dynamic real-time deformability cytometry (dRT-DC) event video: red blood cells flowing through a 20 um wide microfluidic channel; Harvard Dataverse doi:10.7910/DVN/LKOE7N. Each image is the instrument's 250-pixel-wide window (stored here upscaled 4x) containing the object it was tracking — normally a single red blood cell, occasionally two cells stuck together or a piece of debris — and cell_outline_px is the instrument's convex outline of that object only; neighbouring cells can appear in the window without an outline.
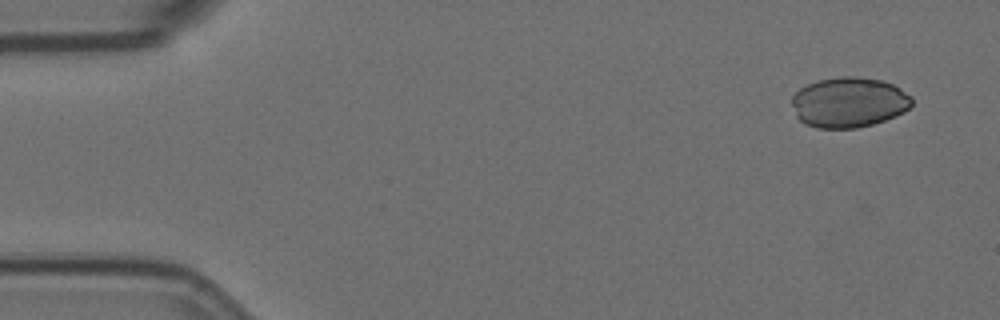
{"species": "Egyptian fruit bat (a non-hibernating species)", "species_latin": "Rousettus aegyptiacus", "temperature_condition": "room temperature", "stored_images_in_passage": 5, "camera_frame_rate_fps": 3000, "um_per_image_px": 0.085, "animal": {"sex": "female"}, "frame": {"image": 1, "passage_image": 1, "time_ms": 0.0, "image_size_px": [1000, 320], "cell_outline_px": [[912, 104], [904, 112], [896, 116], [872, 124], [856, 128], [816, 128], [804, 124], [796, 116], [792, 104], [792, 96], [800, 88], [816, 80], [840, 76], [856, 76], [880, 80], [892, 84], [900, 88], [912, 96]], "centroid_in_image_um": [72.14, 8.69], "position_along_channel_um": 12.9, "area_um2": 35.32}}